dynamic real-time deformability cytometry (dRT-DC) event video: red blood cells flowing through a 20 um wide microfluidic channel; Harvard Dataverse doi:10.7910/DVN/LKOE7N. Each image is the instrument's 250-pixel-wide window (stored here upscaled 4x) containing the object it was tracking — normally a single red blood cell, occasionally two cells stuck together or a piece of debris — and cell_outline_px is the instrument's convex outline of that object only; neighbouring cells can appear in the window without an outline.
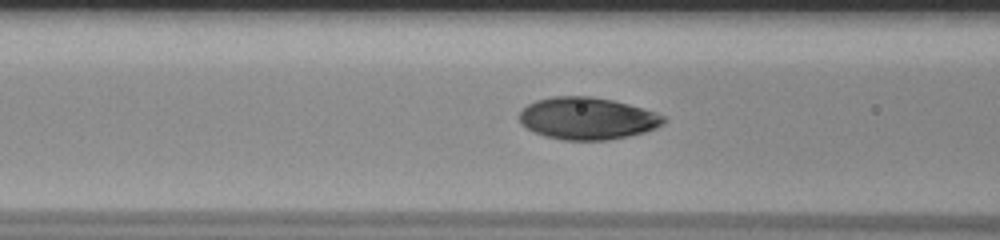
{"species": "human", "species_latin": "Homo sapiens", "temperature_condition": "room temperature", "stored_images_in_passage": 35, "camera_frame_rate_fps": 3000, "um_per_image_px": 0.085, "donor": {"sex": "male"}, "frame": {"image": 1, "passage_image": 14, "time_ms": 4.333, "image_size_px": [1000, 240], "cell_outline_px": [[668, 120], [664, 124], [656, 128], [644, 132], [628, 136], [608, 140], [564, 140], [544, 136], [520, 124], [520, 112], [528, 104], [536, 100], [552, 96], [592, 96], [612, 100], [644, 108], [656, 112], [664, 116]], "centroid_in_image_um": [49.95, 10.06], "position_along_channel_um": 116.6, "area_um2": 35.55}}
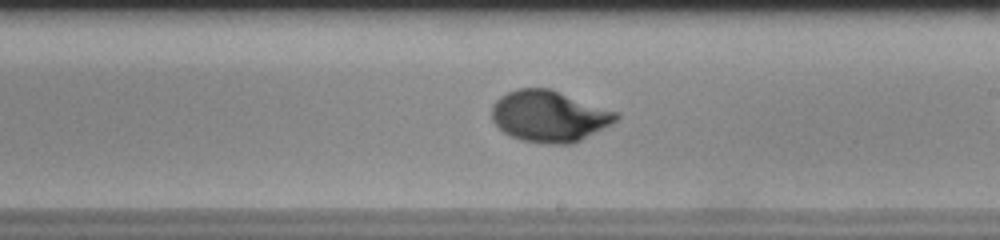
{"frame": {"image": 2, "passage_image": 24, "time_ms": 7.667, "image_size_px": [1000, 240], "cell_outline_px": [[620, 116], [612, 124], [572, 144], [544, 144], [520, 140], [504, 132], [492, 120], [492, 104], [500, 96], [516, 88], [552, 88], [620, 112]], "centroid_in_image_um": [46.71, 9.86], "position_along_channel_um": 242.3, "area_um2": 37.63}}
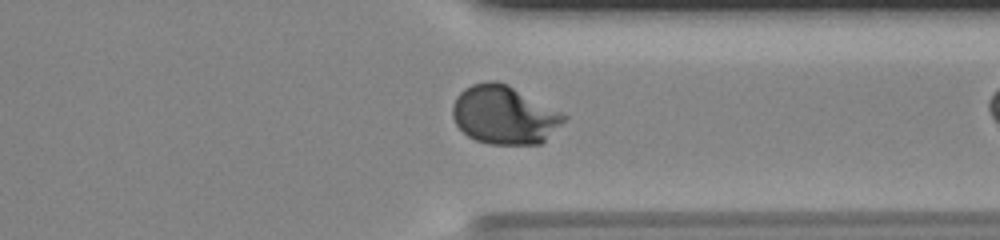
{"frame": {"image": 3, "passage_image": 34, "time_ms": 11.0, "image_size_px": [1000, 240], "cell_outline_px": [[568, 116], [540, 144], [488, 144], [476, 140], [468, 136], [456, 124], [452, 116], [452, 104], [456, 96], [464, 88], [472, 84], [488, 80], [496, 80], [508, 84]], "centroid_in_image_um": [42.8, 9.75], "position_along_channel_um": 368.6, "area_um2": 37.69}}